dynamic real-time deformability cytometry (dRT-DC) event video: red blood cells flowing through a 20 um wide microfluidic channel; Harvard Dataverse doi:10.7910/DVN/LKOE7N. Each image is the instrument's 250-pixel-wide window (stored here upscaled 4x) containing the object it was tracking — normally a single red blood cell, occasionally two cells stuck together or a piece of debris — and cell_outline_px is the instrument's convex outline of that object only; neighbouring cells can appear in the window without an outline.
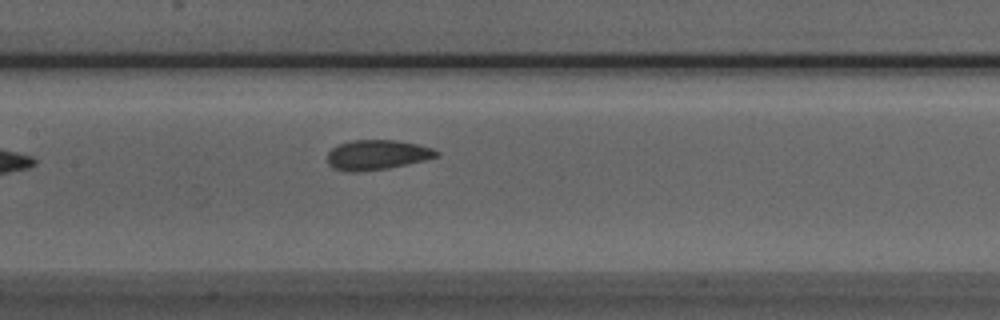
{"species": "Egyptian fruit bat (a non-hibernating species)", "species_latin": "Rousettus aegyptiacus", "temperature_condition": "room temperature", "stored_images_in_passage": 5, "camera_frame_rate_fps": 3000, "um_per_image_px": 0.085, "animal": {"sex": "male"}, "frame": {"image": 1, "passage_image": 5, "time_ms": 1.333, "image_size_px": [1000, 320], "cell_outline_px": [[440, 156], [424, 160], [388, 168], [352, 172], [332, 168], [328, 164], [328, 152], [332, 148], [340, 144], [352, 140], [396, 140], [416, 144], [432, 148], [440, 152]], "centroid_in_image_um": [32.05, 13.16], "position_along_channel_um": 175.3, "area_um2": 18.84}}